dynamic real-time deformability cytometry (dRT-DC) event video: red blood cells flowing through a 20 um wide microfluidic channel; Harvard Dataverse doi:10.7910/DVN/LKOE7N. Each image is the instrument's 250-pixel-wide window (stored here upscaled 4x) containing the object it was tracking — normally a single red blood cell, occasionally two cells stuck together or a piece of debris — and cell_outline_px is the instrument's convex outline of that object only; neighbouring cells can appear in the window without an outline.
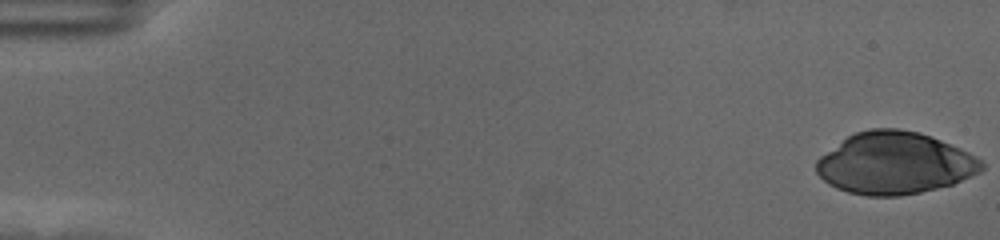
{"species": "human", "species_latin": "Homo sapiens", "temperature_condition": "cold", "stored_images_in_passage": 57, "camera_frame_rate_fps": 3000, "um_per_image_px": 0.085, "donor": {"sex": "female"}, "frame": {"image": 1, "passage_image": 1, "time_ms": 0.0, "image_size_px": [1000, 240], "cell_outline_px": [[984, 168], [980, 172], [952, 184], [920, 192], [900, 196], [868, 196], [848, 192], [836, 188], [828, 184], [816, 172], [816, 160], [820, 156], [848, 136], [856, 132], [872, 128], [900, 128], [920, 132], [960, 148], [984, 160]], "centroid_in_image_um": [76.05, 13.87], "position_along_channel_um": 9.0, "area_um2": 59.71}}